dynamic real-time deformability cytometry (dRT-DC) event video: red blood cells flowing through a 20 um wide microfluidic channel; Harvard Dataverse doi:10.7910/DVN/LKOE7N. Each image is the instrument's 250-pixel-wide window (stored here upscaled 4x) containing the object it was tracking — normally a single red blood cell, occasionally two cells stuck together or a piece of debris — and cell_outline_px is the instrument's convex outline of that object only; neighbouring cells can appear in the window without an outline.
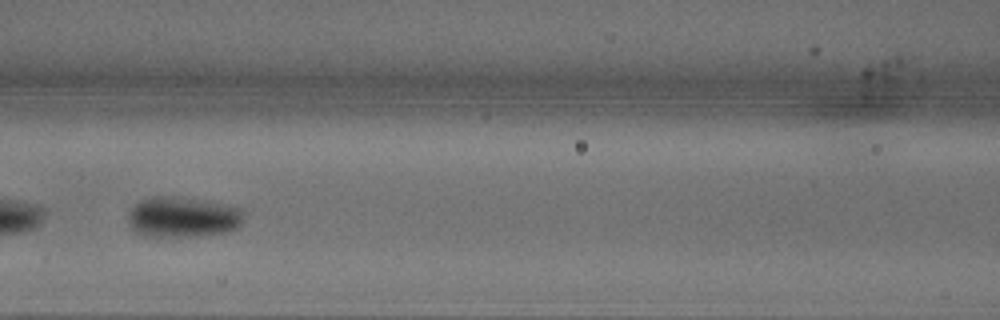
{"species": "common noctule bat (a hibernating species)", "species_latin": "Nyctalus noctula", "temperature_condition": "warm", "stored_images_in_passage": 19, "camera_frame_rate_fps": 3000, "um_per_image_px": 0.085, "animal": {"sex": "male", "body_mass_g": 18.8}, "frame": {"image": 1, "passage_image": 9, "time_ms": 2.667, "image_size_px": [1000, 320], "cell_outline_px": [[244, 220], [236, 228], [224, 232], [192, 236], [140, 236], [128, 224], [128, 212], [140, 200], [148, 196], [160, 196], [208, 200], [244, 208]], "centroid_in_image_um": [15.54, 18.44], "position_along_channel_um": 151.1, "area_um2": 27.57}}